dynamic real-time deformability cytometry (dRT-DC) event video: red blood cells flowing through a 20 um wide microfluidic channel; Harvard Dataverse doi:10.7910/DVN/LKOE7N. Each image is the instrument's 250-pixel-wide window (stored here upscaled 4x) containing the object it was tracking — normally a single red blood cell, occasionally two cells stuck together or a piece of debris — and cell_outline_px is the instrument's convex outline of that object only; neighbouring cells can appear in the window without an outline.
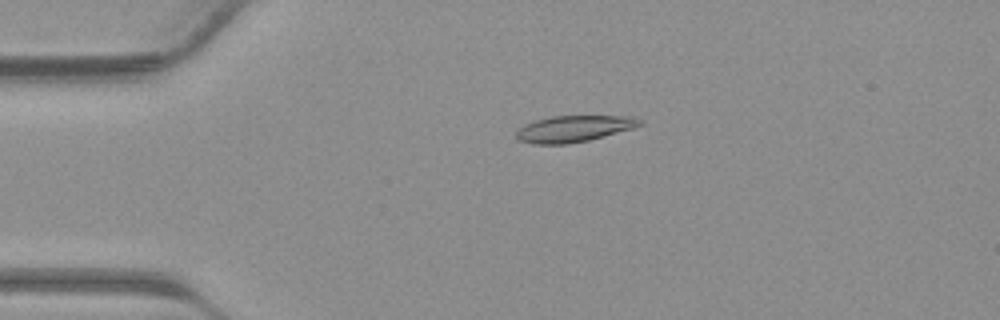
{"species": "common noctule bat (a hibernating species)", "species_latin": "Nyctalus noctula", "temperature_condition": "warm", "stored_images_in_passage": 40, "camera_frame_rate_fps": 3000, "um_per_image_px": 0.085, "animal": {"sex": "male", "body_mass_g": 23.1, "forearm_length_mm": 52.7}, "frame": {"image": 1, "passage_image": 9, "time_ms": 2.667, "image_size_px": [1000, 320], "cell_outline_px": [[644, 124], [632, 128], [588, 140], [568, 144], [532, 144], [516, 140], [516, 132], [524, 124], [536, 120], [552, 116], [636, 116], [644, 120]], "centroid_in_image_um": [48.78, 10.94], "position_along_channel_um": 36.2, "area_um2": 19.07}}
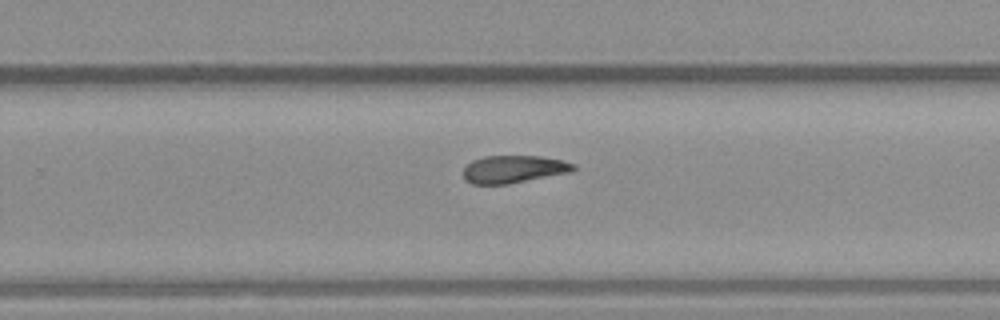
{"frame": {"image": 2, "passage_image": 26, "time_ms": 8.333, "image_size_px": [1000, 320], "cell_outline_px": [[576, 168], [572, 172], [508, 184], [472, 184], [464, 180], [464, 168], [472, 160], [484, 156], [540, 156], [564, 160], [576, 164]], "centroid_in_image_um": [43.69, 14.38], "position_along_channel_um": 286.1, "area_um2": 17.86}}
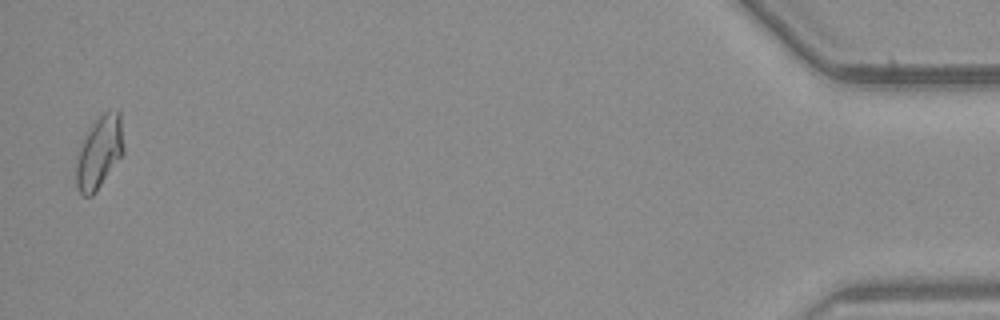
{"frame": {"image": 3, "passage_image": 40, "time_ms": 13.0, "image_size_px": [1000, 320], "cell_outline_px": [[124, 152], [96, 192], [92, 196], [84, 196], [80, 192], [76, 184], [76, 164], [80, 148], [92, 124], [104, 112], [120, 112], [124, 148]], "centroid_in_image_um": [8.45, 12.98], "position_along_channel_um": 426.7, "area_um2": 19.54}}